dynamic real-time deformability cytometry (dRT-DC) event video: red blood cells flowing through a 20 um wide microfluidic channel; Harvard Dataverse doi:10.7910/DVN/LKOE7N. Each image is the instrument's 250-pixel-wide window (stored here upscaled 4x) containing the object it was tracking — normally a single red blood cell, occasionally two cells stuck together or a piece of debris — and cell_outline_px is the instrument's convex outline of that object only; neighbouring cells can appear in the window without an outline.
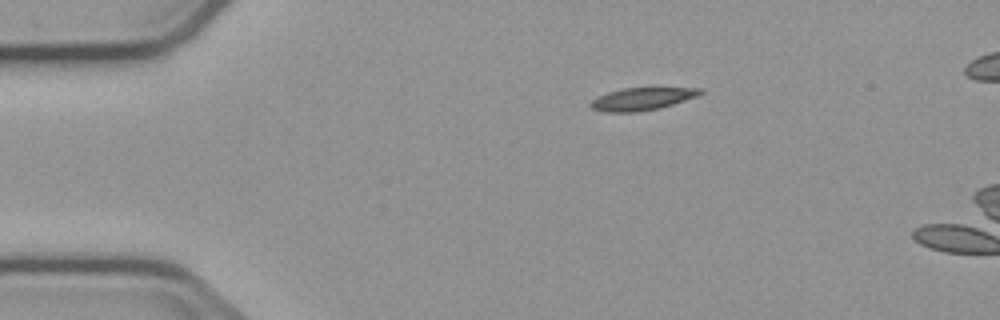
{"species": "common noctule bat (a hibernating species)", "species_latin": "Nyctalus noctula", "temperature_condition": "cold", "stored_images_in_passage": 3, "camera_frame_rate_fps": 3000, "um_per_image_px": 0.085, "animal": {"sex": "male", "body_mass_g": 23.1, "forearm_length_mm": 52.7}, "frame": {"image": 1, "passage_image": 1, "time_ms": 0.0, "image_size_px": [1000, 320], "cell_outline_px": [[704, 92], [696, 96], [660, 108], [636, 112], [604, 112], [592, 108], [588, 104], [596, 96], [608, 92], [624, 88], [652, 84], [660, 84], [704, 88]], "centroid_in_image_um": [54.67, 8.32], "position_along_channel_um": 30.3, "area_um2": 15.61}}